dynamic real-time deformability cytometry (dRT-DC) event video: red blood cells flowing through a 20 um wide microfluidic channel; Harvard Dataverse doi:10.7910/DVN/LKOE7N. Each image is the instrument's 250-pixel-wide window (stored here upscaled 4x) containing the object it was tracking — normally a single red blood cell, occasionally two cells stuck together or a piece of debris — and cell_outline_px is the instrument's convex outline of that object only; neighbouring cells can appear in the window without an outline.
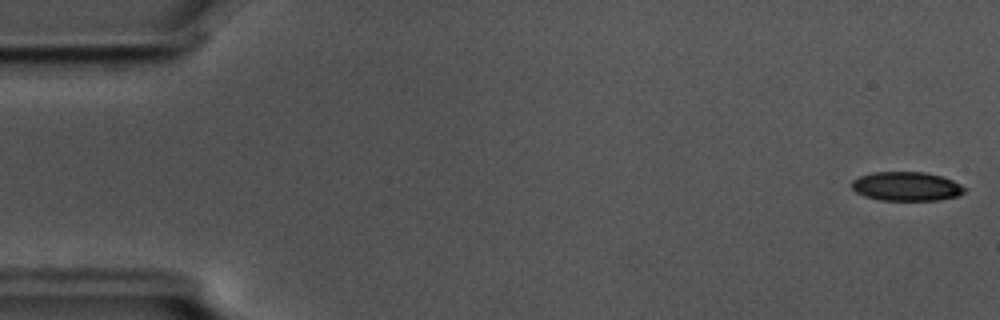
{"species": "common noctule bat (a hibernating species)", "species_latin": "Nyctalus noctula", "temperature_condition": "cold", "stored_images_in_passage": 56, "camera_frame_rate_fps": 3000, "um_per_image_px": 0.085, "animal": {"sex": "male", "body_mass_g": 17.5, "forearm_length_mm": 52.3}, "frame": {"image": 1, "passage_image": 1, "time_ms": 0.0, "image_size_px": [1000, 320], "cell_outline_px": [[968, 188], [960, 196], [940, 200], [880, 200], [864, 196], [856, 192], [852, 188], [852, 180], [860, 176], [872, 172], [924, 172], [940, 176], [952, 180]], "centroid_in_image_um": [77.07, 15.85], "position_along_channel_um": 7.9, "area_um2": 19.19}}
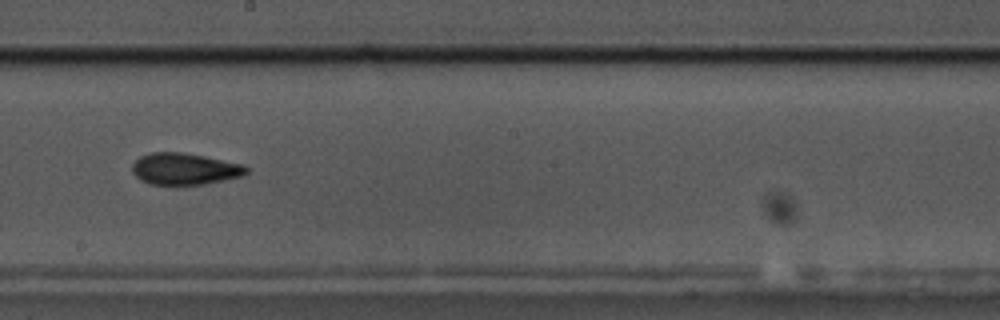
{"frame": {"image": 2, "passage_image": 31, "time_ms": 10.0, "image_size_px": [1000, 320], "cell_outline_px": [[248, 172], [240, 176], [204, 184], [148, 184], [140, 180], [132, 172], [132, 164], [140, 156], [152, 152], [184, 152], [244, 164], [248, 168]], "centroid_in_image_um": [15.67, 14.34], "position_along_channel_um": 232.5, "area_um2": 20.98}}
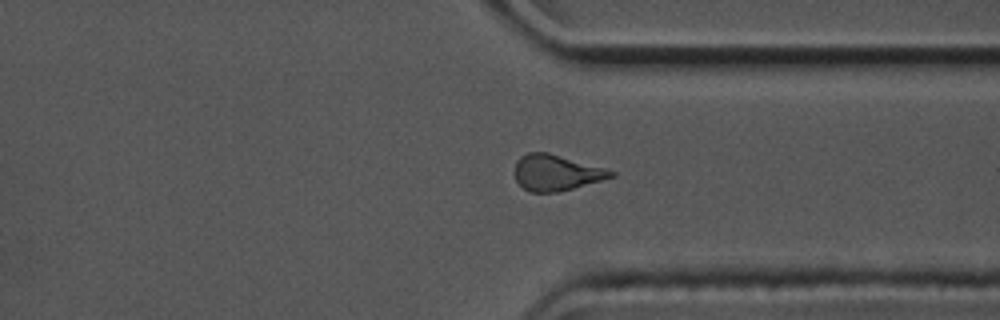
{"frame": {"image": 3, "passage_image": 42, "time_ms": 13.667, "image_size_px": [1000, 320], "cell_outline_px": [[616, 176], [572, 188], [556, 192], [532, 192], [524, 188], [516, 180], [516, 160], [520, 156], [528, 152], [548, 152], [604, 168], [616, 172]], "centroid_in_image_um": [47.27, 14.66], "position_along_channel_um": 364.1, "area_um2": 19.83}, "authors_computed_cell_mechanics": {"area_um2": 20.8947, "velocity_mm_per_s": 3.5834, "shape_relaxation_time_tau1_ms": null, "shape_relaxation_time_tau2_ms": 2.802, "deformation_change_tau1": null, "deformation_change_tau2": 0.0993}}